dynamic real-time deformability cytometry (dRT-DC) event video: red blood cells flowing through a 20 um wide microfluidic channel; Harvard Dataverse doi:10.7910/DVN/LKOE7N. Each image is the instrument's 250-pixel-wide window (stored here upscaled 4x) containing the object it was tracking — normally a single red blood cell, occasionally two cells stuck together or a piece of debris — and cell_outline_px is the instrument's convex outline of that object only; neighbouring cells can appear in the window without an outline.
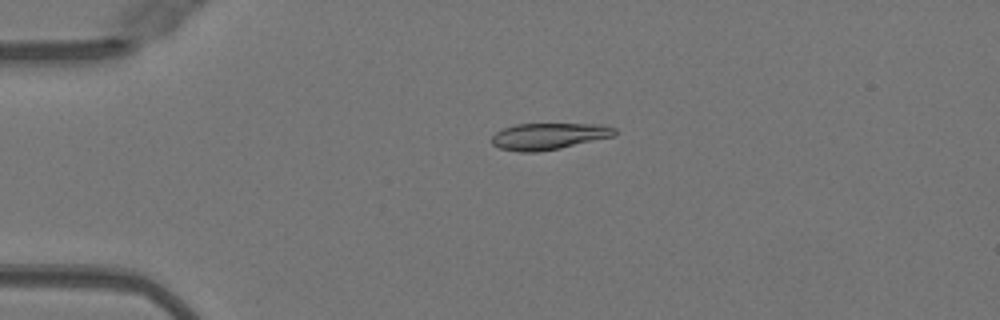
{"species": "Egyptian fruit bat (a non-hibernating species)", "species_latin": "Rousettus aegyptiacus", "temperature_condition": "warm", "stored_images_in_passage": 41, "camera_frame_rate_fps": 3000, "um_per_image_px": 0.085, "animal": {"sex": "female"}, "frame": {"image": 1, "passage_image": 2, "time_ms": 0.333, "image_size_px": [1000, 320], "cell_outline_px": [[616, 132], [612, 136], [560, 148], [536, 152], [520, 152], [500, 148], [492, 144], [492, 136], [496, 132], [504, 128], [516, 124], [604, 124], [616, 128]], "centroid_in_image_um": [46.63, 11.57], "position_along_channel_um": 38.4, "area_um2": 18.84}}
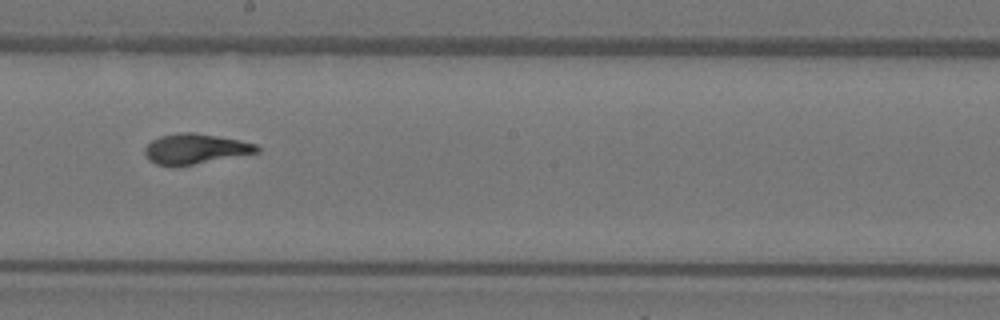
{"frame": {"image": 2, "passage_image": 19, "time_ms": 6.0, "image_size_px": [1000, 320], "cell_outline_px": [[260, 152], [192, 164], [156, 164], [148, 160], [144, 152], [144, 148], [152, 140], [160, 136], [184, 132], [192, 132], [240, 140], [256, 144], [260, 148]], "centroid_in_image_um": [16.61, 12.63], "position_along_channel_um": 231.6, "area_um2": 19.19}}
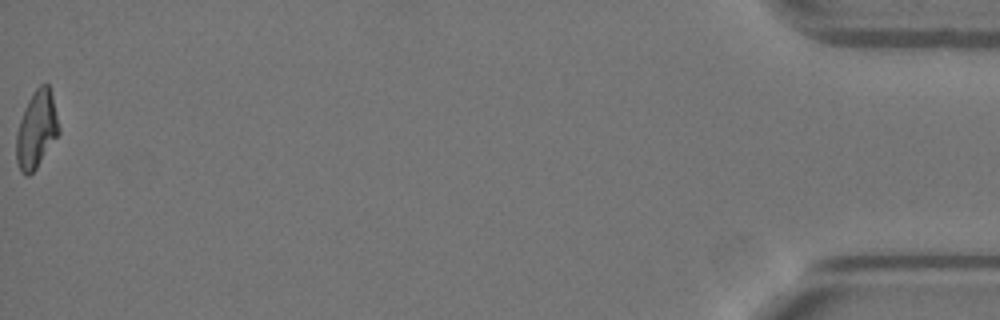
{"frame": {"image": 3, "passage_image": 41, "time_ms": 13.333, "image_size_px": [1000, 320], "cell_outline_px": [[60, 132], [36, 168], [28, 176], [24, 176], [20, 172], [16, 160], [16, 132], [24, 108], [32, 92], [40, 84], [48, 84], [52, 96], [60, 128]], "centroid_in_image_um": [3.08, 11.02], "position_along_channel_um": 432.1, "area_um2": 19.13}, "authors_computed_cell_mechanics": {"area_um2": 19.4786, "velocity_mm_per_s": 4.0503, "shape_relaxation_time_tau1_ms": 4.2586, "shape_relaxation_time_tau2_ms": 1.0225, "deformation_change_tau1": 0.1998, "deformation_change_tau2": 0.065}}